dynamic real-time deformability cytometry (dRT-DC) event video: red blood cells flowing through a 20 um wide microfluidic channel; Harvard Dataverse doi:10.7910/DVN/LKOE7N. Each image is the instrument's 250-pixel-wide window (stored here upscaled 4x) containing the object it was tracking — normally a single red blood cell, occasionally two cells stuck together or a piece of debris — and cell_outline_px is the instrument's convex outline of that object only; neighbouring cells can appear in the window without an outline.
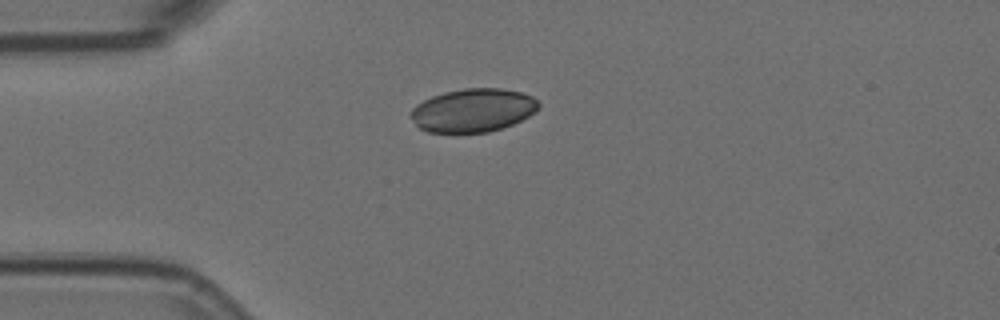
{"species": "Egyptian fruit bat (a non-hibernating species)", "species_latin": "Rousettus aegyptiacus", "temperature_condition": "room temperature", "stored_images_in_passage": 3, "camera_frame_rate_fps": 3000, "um_per_image_px": 0.085, "animal": {"sex": "female"}, "frame": {"image": 1, "passage_image": 1, "time_ms": 0.0, "image_size_px": [1000, 320], "cell_outline_px": [[540, 104], [536, 112], [512, 124], [488, 132], [428, 132], [420, 128], [408, 116], [408, 112], [416, 104], [432, 96], [444, 92], [464, 88], [500, 88], [520, 92], [532, 96]], "centroid_in_image_um": [40.17, 9.37], "position_along_channel_um": 44.8, "area_um2": 32.31}}
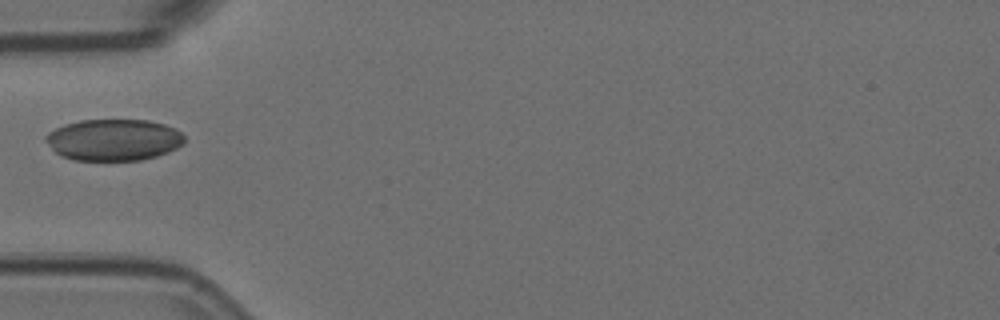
{"frame": {"image": 2, "passage_image": 2, "time_ms": 0.333, "image_size_px": [1000, 320], "cell_outline_px": [[184, 144], [168, 152], [156, 156], [140, 160], [72, 160], [56, 152], [44, 140], [44, 136], [48, 132], [64, 124], [80, 120], [148, 120], [164, 124], [176, 128], [184, 136]], "centroid_in_image_um": [9.66, 11.88], "position_along_channel_um": 75.3, "area_um2": 33.64}}
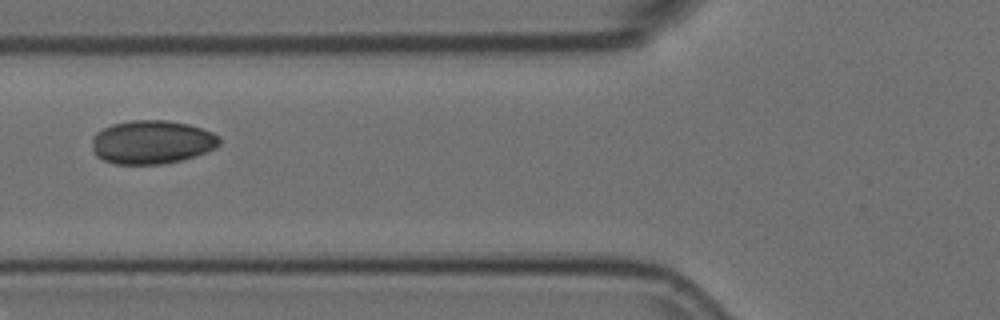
{"frame": {"image": 3, "passage_image": 3, "time_ms": 0.667, "image_size_px": [1000, 320], "cell_outline_px": [[220, 144], [216, 148], [180, 160], [160, 164], [116, 164], [104, 160], [96, 156], [92, 152], [92, 136], [96, 132], [112, 124], [132, 120], [168, 120], [188, 124], [212, 132], [220, 136]], "centroid_in_image_um": [12.88, 12.07], "position_along_channel_um": 112.9, "area_um2": 32.37}}